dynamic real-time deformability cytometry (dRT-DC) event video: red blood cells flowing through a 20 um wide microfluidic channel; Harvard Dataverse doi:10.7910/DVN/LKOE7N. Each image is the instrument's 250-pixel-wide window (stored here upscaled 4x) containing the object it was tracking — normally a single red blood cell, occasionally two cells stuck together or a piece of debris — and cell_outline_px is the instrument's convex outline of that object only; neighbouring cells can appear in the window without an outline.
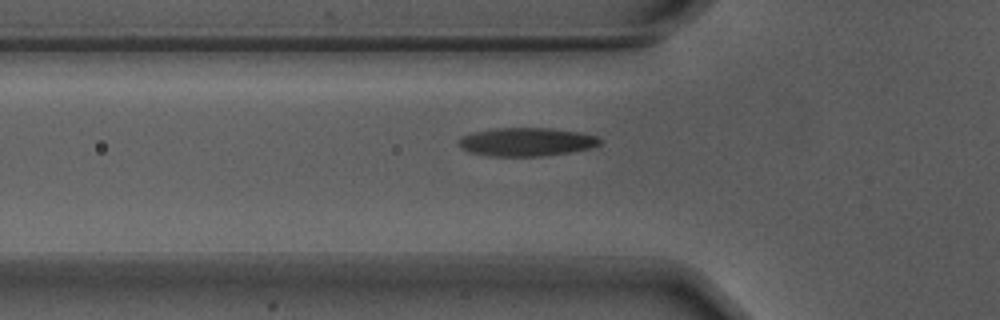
{"species": "Egyptian fruit bat (a non-hibernating species)", "species_latin": "Rousettus aegyptiacus", "temperature_condition": "warm", "stored_images_in_passage": 32, "camera_frame_rate_fps": 3000, "um_per_image_px": 0.085, "animal": {"sex": "male"}, "frame": {"image": 1, "passage_image": 2, "time_ms": 0.333, "image_size_px": [1000, 320], "cell_outline_px": [[604, 140], [600, 144], [588, 148], [572, 152], [544, 156], [492, 156], [472, 152], [460, 148], [460, 136], [472, 132], [496, 128], [552, 128], [576, 132], [596, 136]], "centroid_in_image_um": [44.76, 12.06], "position_along_channel_um": 81.0, "area_um2": 23.29}}
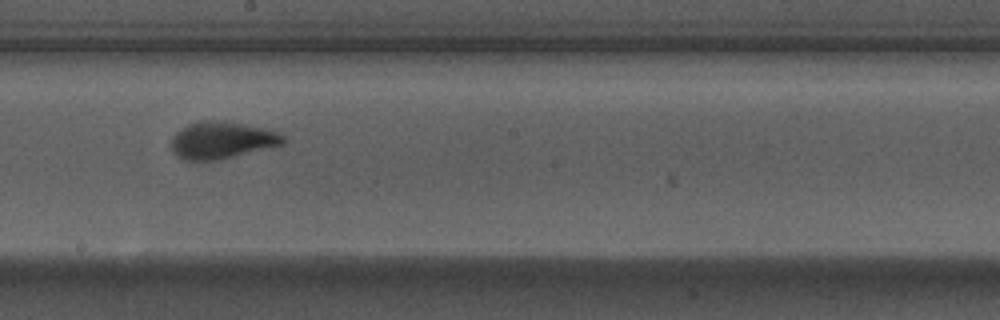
{"frame": {"image": 2, "passage_image": 14, "time_ms": 4.333, "image_size_px": [1000, 320], "cell_outline_px": [[288, 140], [284, 144], [216, 160], [184, 160], [176, 156], [172, 152], [172, 136], [176, 132], [188, 124], [208, 120], [212, 120], [244, 124], [264, 128], [280, 132]], "centroid_in_image_um": [18.87, 11.92], "position_along_channel_um": 229.3, "area_um2": 23.99}}
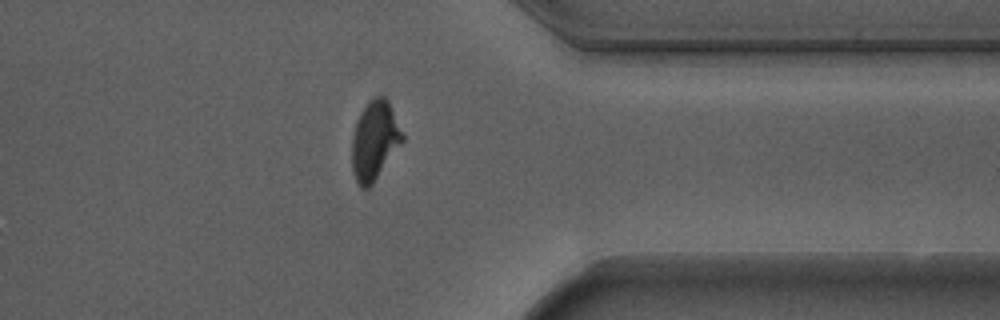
{"frame": {"image": 3, "passage_image": 27, "time_ms": 8.667, "image_size_px": [1000, 320], "cell_outline_px": [[404, 140], [372, 184], [368, 188], [360, 188], [352, 172], [352, 136], [356, 120], [360, 112], [368, 100], [372, 96], [384, 96], [388, 100], [404, 136]], "centroid_in_image_um": [31.82, 11.92], "position_along_channel_um": 379.6, "area_um2": 23.29}, "authors_computed_cell_mechanics": {"area_um2": 23.2645, "velocity_mm_per_s": 3.6886, "shape_relaxation_time_tau1_ms": 3.0526, "shape_relaxation_time_tau2_ms": 0.9499, "deformation_change_tau1": 0.1735, "deformation_change_tau2": 0.074}}